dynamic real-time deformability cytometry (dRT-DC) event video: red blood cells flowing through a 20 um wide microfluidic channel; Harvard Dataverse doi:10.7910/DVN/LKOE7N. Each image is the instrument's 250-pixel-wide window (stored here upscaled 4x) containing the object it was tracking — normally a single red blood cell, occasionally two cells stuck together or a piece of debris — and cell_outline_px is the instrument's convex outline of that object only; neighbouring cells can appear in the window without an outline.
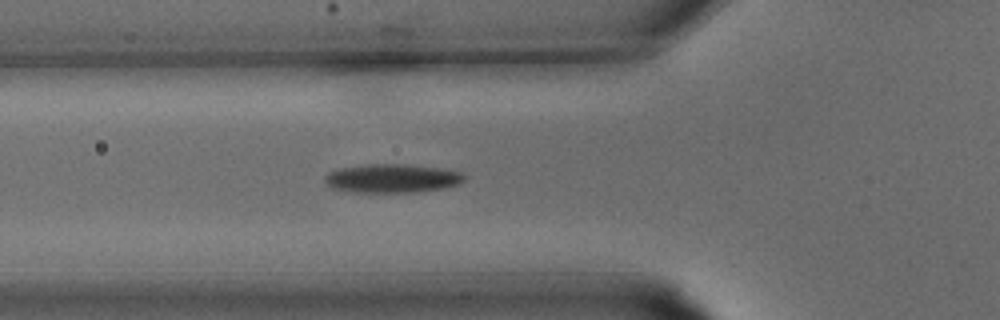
{"species": "common noctule bat (a hibernating species)", "species_latin": "Nyctalus noctula", "temperature_condition": "warm", "stored_images_in_passage": 25, "camera_frame_rate_fps": 3000, "um_per_image_px": 0.085, "animal": {"sex": "male", "body_mass_g": 15.6}, "frame": {"image": 1, "passage_image": 3, "time_ms": 0.667, "image_size_px": [1000, 320], "cell_outline_px": [[464, 180], [460, 184], [440, 188], [416, 192], [352, 192], [332, 188], [324, 180], [324, 176], [328, 172], [340, 168], [364, 164], [408, 164], [440, 168], [460, 172], [464, 176]], "centroid_in_image_um": [33.29, 15.15], "position_along_channel_um": 92.5, "area_um2": 23.29}}
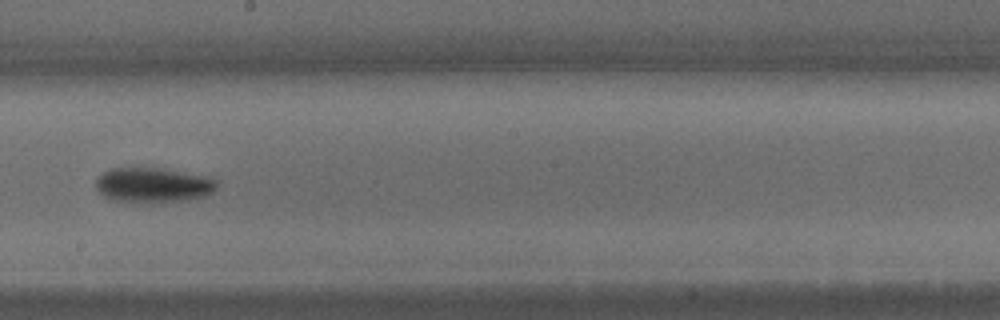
{"frame": {"image": 2, "passage_image": 10, "time_ms": 3.0, "image_size_px": [1000, 320], "cell_outline_px": [[216, 188], [208, 196], [188, 200], [152, 204], [116, 200], [104, 196], [96, 188], [96, 180], [104, 172], [112, 168], [164, 168], [208, 176], [216, 180]], "centroid_in_image_um": [13.07, 15.74], "position_along_channel_um": 235.1, "area_um2": 24.97}}
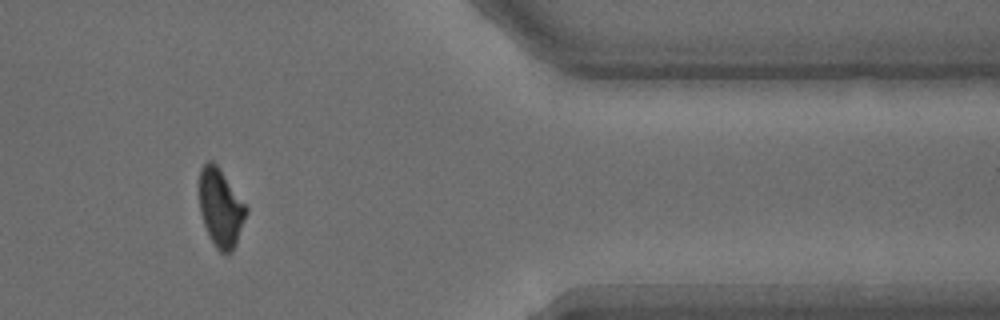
{"frame": {"image": 3, "passage_image": 19, "time_ms": 6.0, "image_size_px": [1000, 320], "cell_outline_px": [[248, 212], [236, 244], [232, 252], [220, 252], [216, 248], [204, 224], [200, 212], [200, 168], [208, 160], [212, 160], [220, 168], [248, 208]], "centroid_in_image_um": [18.77, 17.65], "position_along_channel_um": 392.6, "area_um2": 21.15}}